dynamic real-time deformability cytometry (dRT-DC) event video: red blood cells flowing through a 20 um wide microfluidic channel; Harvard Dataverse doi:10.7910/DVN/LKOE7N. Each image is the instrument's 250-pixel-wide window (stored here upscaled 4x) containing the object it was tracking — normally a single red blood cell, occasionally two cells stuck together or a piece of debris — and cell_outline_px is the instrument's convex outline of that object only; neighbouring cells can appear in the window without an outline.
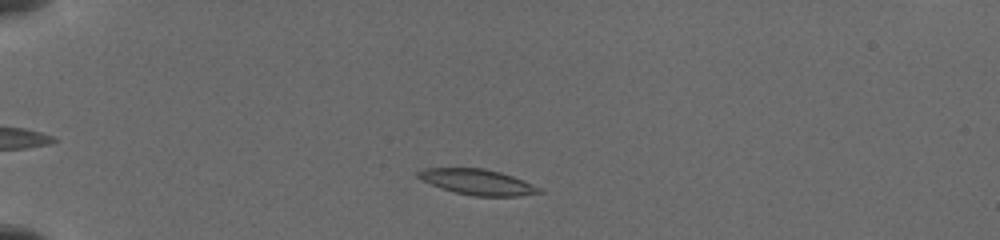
{"species": "common noctule bat (a hibernating species)", "species_latin": "Nyctalus noctula", "temperature_condition": "cold", "stored_images_in_passage": 14, "camera_frame_rate_fps": 3000, "um_per_image_px": 0.085, "animal": {"sex": "female", "body_mass_g": 19.5, "forearm_length_mm": 54.1}, "frame": {"image": 1, "passage_image": 3, "time_ms": 1.333, "image_size_px": [1000, 240], "cell_outline_px": [[544, 192], [520, 196], [472, 196], [440, 188], [416, 176], [416, 172], [424, 168], [484, 168], [500, 172], [512, 176], [532, 184], [540, 188]], "centroid_in_image_um": [40.59, 15.47], "position_along_channel_um": 44.4, "area_um2": 17.92}}
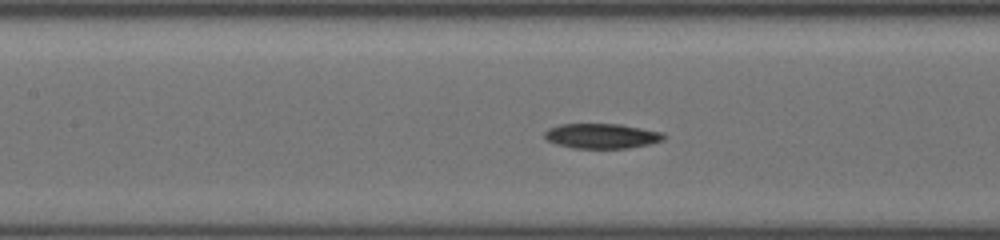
{"frame": {"image": 2, "passage_image": 11, "time_ms": 5.333, "image_size_px": [1000, 240], "cell_outline_px": [[668, 136], [664, 140], [648, 144], [628, 148], [572, 148], [556, 144], [548, 140], [544, 136], [544, 132], [548, 128], [560, 124], [620, 124], [664, 132]], "centroid_in_image_um": [51.17, 11.55], "position_along_channel_um": 156.2, "area_um2": 17.46}}
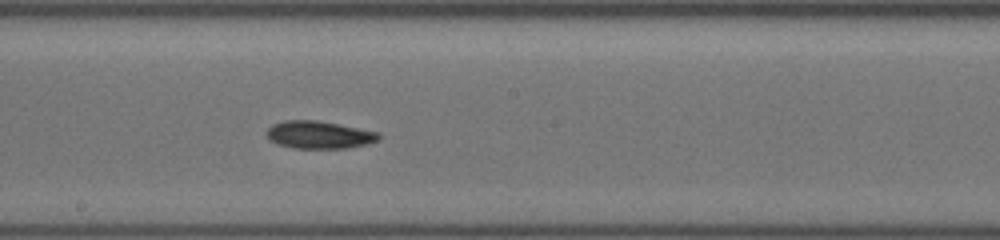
{"frame": {"image": 3, "passage_image": 14, "time_ms": 7.0, "image_size_px": [1000, 240], "cell_outline_px": [[380, 140], [368, 144], [348, 148], [292, 148], [268, 140], [264, 132], [272, 124], [284, 120], [316, 120], [380, 132]], "centroid_in_image_um": [27.11, 11.46], "position_along_channel_um": 221.1, "area_um2": 18.21}}